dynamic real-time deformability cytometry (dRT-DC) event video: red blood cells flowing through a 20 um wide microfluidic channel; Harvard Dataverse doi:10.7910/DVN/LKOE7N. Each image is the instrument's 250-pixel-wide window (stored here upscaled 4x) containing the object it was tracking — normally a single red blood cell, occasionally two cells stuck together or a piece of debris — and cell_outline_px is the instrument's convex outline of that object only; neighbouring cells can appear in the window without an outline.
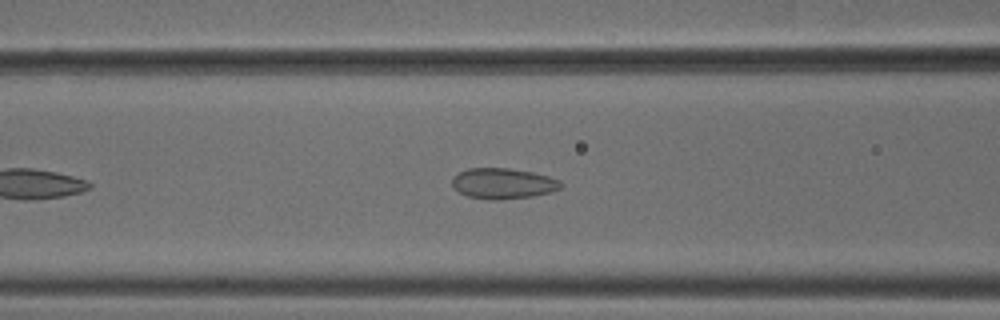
{"species": "common noctule bat (a hibernating species)", "species_latin": "Nyctalus noctula", "temperature_condition": "cold", "stored_images_in_passage": 40, "camera_frame_rate_fps": 3000, "um_per_image_px": 0.085, "animal": {"sex": "male", "body_mass_g": 18.8}, "frame": {"image": 1, "passage_image": 11, "time_ms": 3.333, "image_size_px": [1000, 320], "cell_outline_px": [[564, 184], [560, 188], [552, 192], [532, 196], [496, 200], [492, 200], [468, 196], [452, 188], [452, 180], [460, 172], [468, 168], [508, 168], [532, 172], [548, 176], [560, 180]], "centroid_in_image_um": [42.78, 15.59], "position_along_channel_um": 123.8, "area_um2": 19.36}}
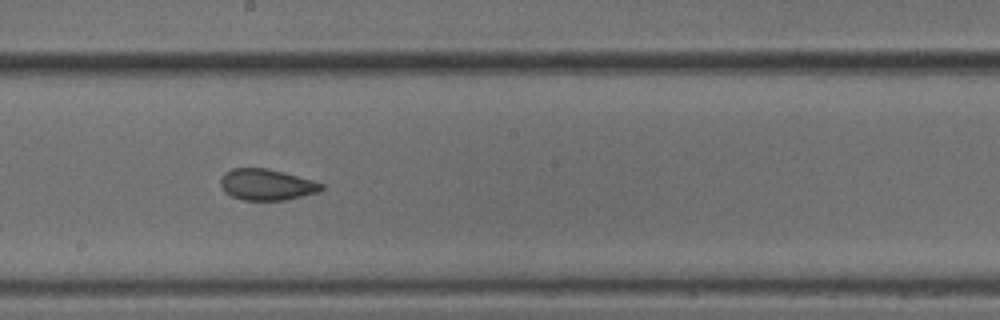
{"frame": {"image": 2, "passage_image": 19, "time_ms": 6.0, "image_size_px": [1000, 320], "cell_outline_px": [[324, 188], [316, 192], [284, 200], [244, 200], [232, 196], [224, 192], [220, 184], [220, 176], [224, 172], [232, 168], [268, 168], [284, 172], [312, 180], [324, 184]], "centroid_in_image_um": [22.61, 15.68], "position_along_channel_um": 225.6, "area_um2": 18.32}}
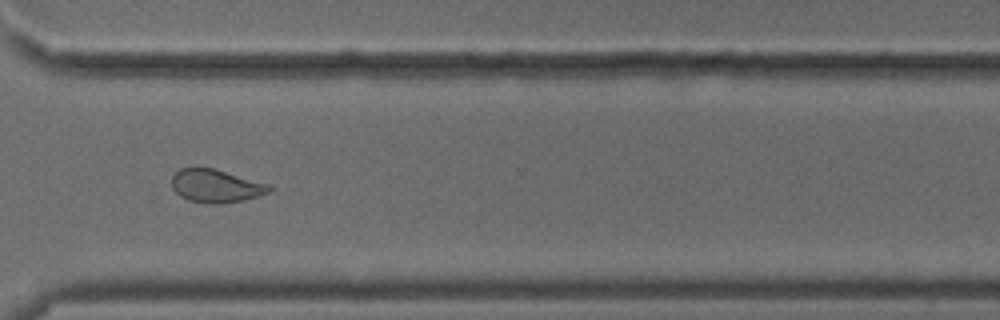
{"frame": {"image": 3, "passage_image": 29, "time_ms": 9.333, "image_size_px": [1000, 320], "cell_outline_px": [[272, 192], [244, 200], [220, 204], [208, 204], [188, 200], [180, 196], [172, 188], [172, 176], [180, 168], [212, 168], [268, 184], [272, 188]], "centroid_in_image_um": [18.34, 15.82], "position_along_channel_um": 352.3, "area_um2": 18.73}, "authors_computed_cell_mechanics": {"area_um2": 18.9584, "velocity_mm_per_s": 3.8054, "shape_relaxation_time_tau1_ms": null, "shape_relaxation_time_tau2_ms": 1.8384, "deformation_change_tau1": null, "deformation_change_tau2": 0.0591}}